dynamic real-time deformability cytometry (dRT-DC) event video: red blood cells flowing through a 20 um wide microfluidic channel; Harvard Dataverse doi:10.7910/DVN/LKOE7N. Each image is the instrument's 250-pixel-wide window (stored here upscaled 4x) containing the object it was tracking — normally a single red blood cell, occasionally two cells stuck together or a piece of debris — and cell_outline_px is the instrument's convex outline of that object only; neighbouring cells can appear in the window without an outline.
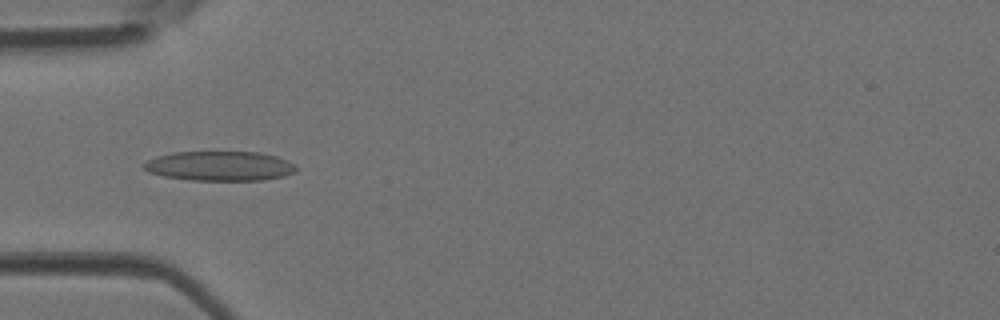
{"species": "Egyptian fruit bat (a non-hibernating species)", "species_latin": "Rousettus aegyptiacus", "temperature_condition": "room temperature", "stored_images_in_passage": 33, "camera_frame_rate_fps": 3000, "um_per_image_px": 0.085, "animal": {"sex": "female"}, "frame": {"image": 1, "passage_image": 7, "time_ms": 2.0, "image_size_px": [1000, 320], "cell_outline_px": [[300, 168], [296, 172], [284, 176], [264, 180], [192, 180], [164, 176], [148, 172], [144, 168], [144, 164], [148, 160], [156, 156], [172, 152], [260, 152], [276, 156]], "centroid_in_image_um": [18.69, 14.11], "position_along_channel_um": 66.3, "area_um2": 26.24}}
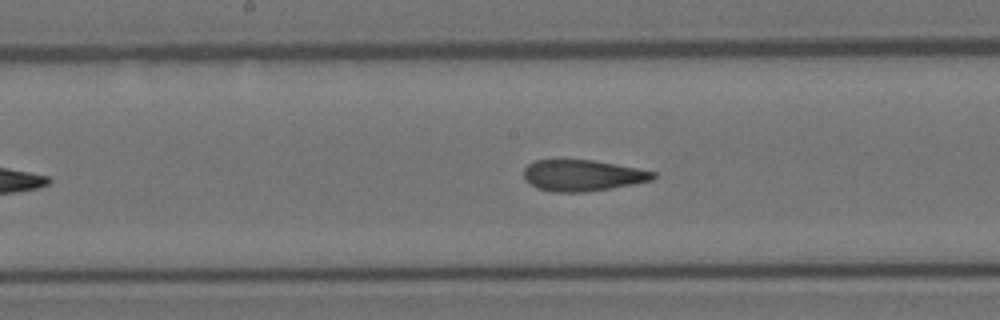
{"frame": {"image": 2, "passage_image": 16, "time_ms": 5.0, "image_size_px": [1000, 320], "cell_outline_px": [[656, 176], [652, 180], [612, 188], [584, 192], [552, 192], [536, 188], [524, 176], [524, 168], [528, 164], [536, 160], [592, 160], [636, 168], [656, 172]], "centroid_in_image_um": [49.51, 14.92], "position_along_channel_um": 198.7, "area_um2": 23.29}}
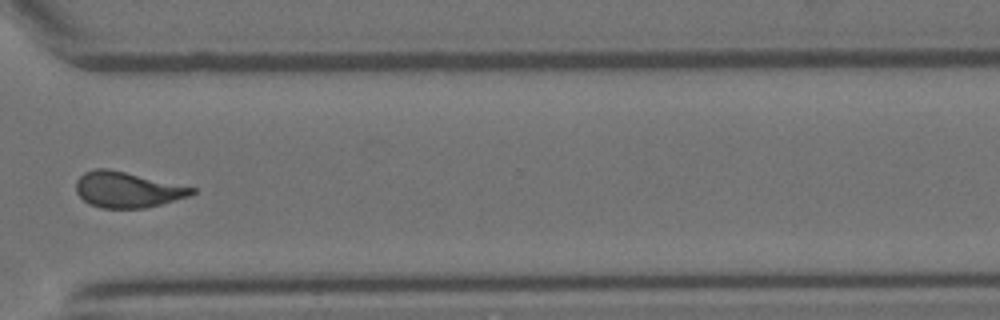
{"frame": {"image": 3, "passage_image": 27, "time_ms": 8.667, "image_size_px": [1000, 320], "cell_outline_px": [[196, 192], [188, 196], [160, 204], [144, 208], [100, 208], [88, 204], [76, 192], [76, 180], [84, 172], [92, 168], [108, 168], [196, 188]], "centroid_in_image_um": [10.77, 16.12], "position_along_channel_um": 359.8, "area_um2": 24.04}}